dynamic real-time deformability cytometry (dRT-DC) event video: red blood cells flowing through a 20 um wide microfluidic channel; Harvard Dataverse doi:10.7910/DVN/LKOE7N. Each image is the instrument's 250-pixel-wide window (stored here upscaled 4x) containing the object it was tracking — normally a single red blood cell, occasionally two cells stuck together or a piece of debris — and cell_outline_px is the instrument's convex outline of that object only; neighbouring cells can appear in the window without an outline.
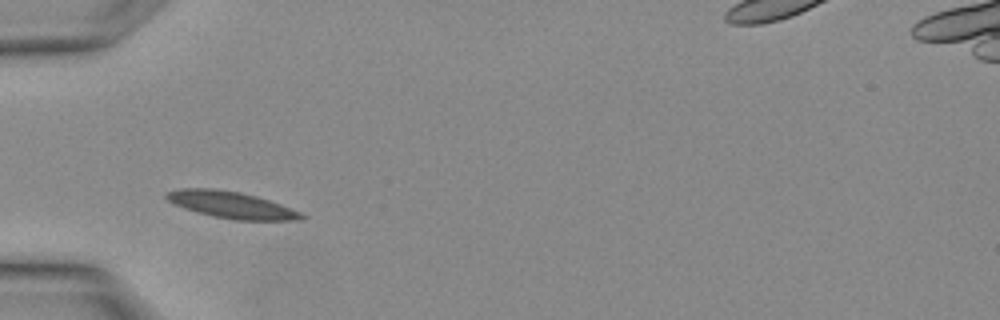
{"species": "Egyptian fruit bat (a non-hibernating species)", "species_latin": "Rousettus aegyptiacus", "temperature_condition": "warm", "stored_images_in_passage": 1, "camera_frame_rate_fps": 3000, "um_per_image_px": 0.085, "animal": {"sex": "female"}, "frame": {"image": 1, "passage_image": 1, "time_ms": 0.0, "image_size_px": [1000, 320], "cell_outline_px": [[304, 216], [300, 220], [236, 220], [212, 216], [196, 212], [172, 204], [164, 196], [164, 192], [184, 188], [216, 188], [240, 192], [256, 196], [268, 200], [300, 212]], "centroid_in_image_um": [19.58, 17.4], "position_along_channel_um": 65.4, "area_um2": 20.92}}